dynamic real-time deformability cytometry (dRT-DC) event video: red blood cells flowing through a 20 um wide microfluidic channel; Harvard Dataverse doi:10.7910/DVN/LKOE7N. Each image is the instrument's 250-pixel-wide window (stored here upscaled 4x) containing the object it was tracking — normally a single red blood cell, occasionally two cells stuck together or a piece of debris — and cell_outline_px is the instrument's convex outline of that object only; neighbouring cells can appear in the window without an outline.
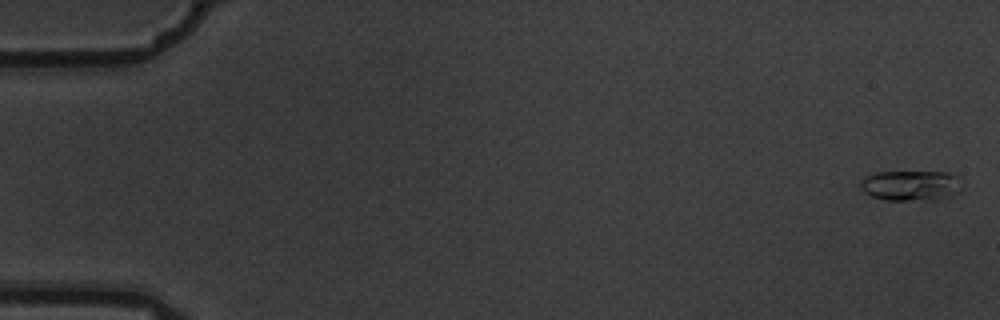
{"species": "common noctule bat (a hibernating species)", "species_latin": "Nyctalus noctula", "temperature_condition": "warm", "stored_images_in_passage": 7, "camera_frame_rate_fps": 3000, "um_per_image_px": 0.085, "animal": {"sex": "male", "body_mass_g": 19.5, "forearm_length_mm": 54.6}, "frame": {"image": 1, "passage_image": 1, "time_ms": 0.0, "image_size_px": [1000, 320], "cell_outline_px": [[956, 196], [944, 200], [888, 200], [872, 196], [864, 192], [860, 188], [860, 184], [864, 176], [876, 172], [944, 172], [956, 176]], "centroid_in_image_um": [77.36, 15.79], "position_along_channel_um": 7.6, "area_um2": 17.8}}
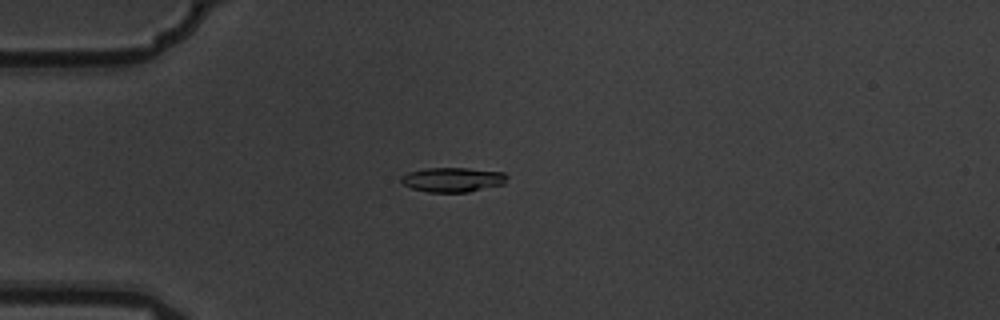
{"frame": {"image": 2, "passage_image": 5, "time_ms": 1.333, "image_size_px": [1000, 320], "cell_outline_px": [[508, 176], [504, 184], [468, 192], [428, 192], [412, 188], [404, 184], [400, 180], [400, 176], [408, 172], [428, 168], [468, 168], [504, 172]], "centroid_in_image_um": [38.49, 15.27], "position_along_channel_um": 46.5, "area_um2": 15.14}}
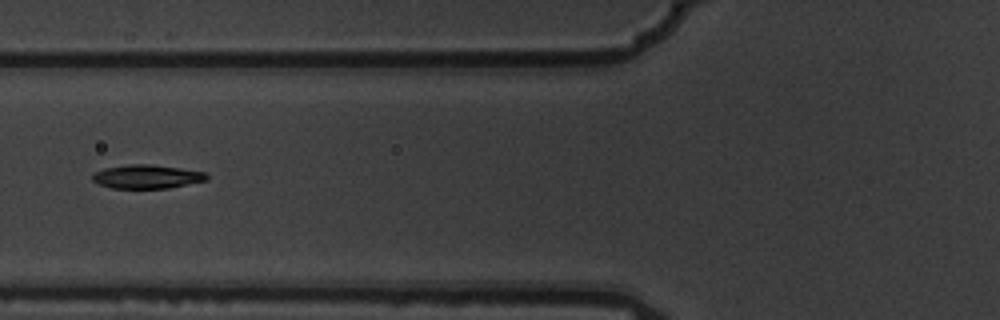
{"frame": {"image": 3, "passage_image": 7, "time_ms": 2.0, "image_size_px": [1000, 320], "cell_outline_px": [[208, 180], [168, 188], [112, 188], [100, 184], [92, 180], [92, 172], [104, 168], [128, 164], [152, 164], [180, 168], [204, 172], [208, 176]], "centroid_in_image_um": [12.46, 15.0], "position_along_channel_um": 113.3, "area_um2": 15.84}}